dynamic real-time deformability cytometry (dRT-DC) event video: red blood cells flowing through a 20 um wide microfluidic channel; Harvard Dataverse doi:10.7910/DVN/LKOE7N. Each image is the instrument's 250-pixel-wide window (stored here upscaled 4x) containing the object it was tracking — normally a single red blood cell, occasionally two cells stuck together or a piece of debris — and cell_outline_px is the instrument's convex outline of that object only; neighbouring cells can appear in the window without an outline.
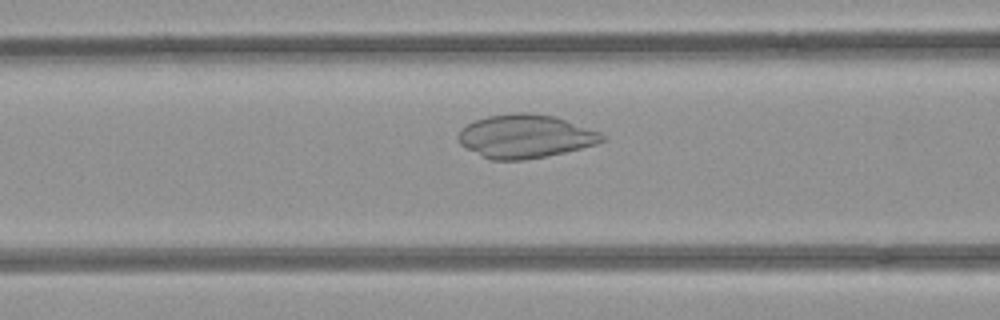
{"species": "common noctule bat (a hibernating species)", "species_latin": "Nyctalus noctula", "temperature_condition": "room temperature", "stored_images_in_passage": 51, "camera_frame_rate_fps": 3000, "um_per_image_px": 0.085, "animal": {"sex": "female", "body_mass_g": 21.9}, "frame": {"image": 1, "passage_image": 20, "time_ms": 6.333, "image_size_px": [1000, 320], "cell_outline_px": [[608, 140], [596, 144], [564, 152], [524, 160], [492, 160], [460, 144], [456, 136], [460, 128], [476, 120], [488, 116], [512, 112], [528, 112], [556, 116], [600, 132], [608, 136]], "centroid_in_image_um": [44.68, 11.57], "position_along_channel_um": 121.9, "area_um2": 36.47}}
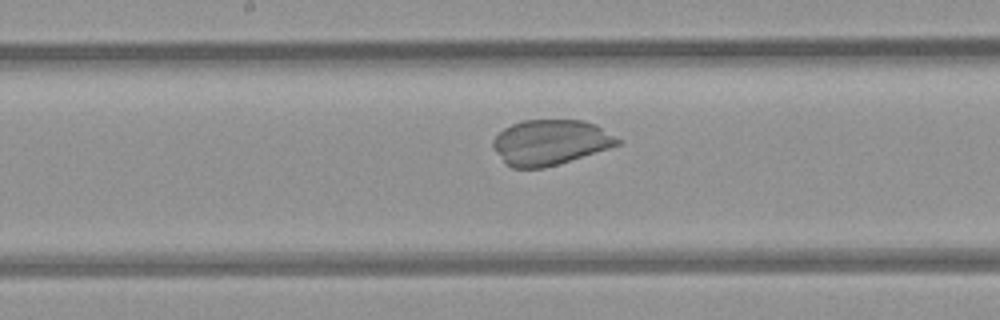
{"frame": {"image": 2, "passage_image": 26, "time_ms": 8.333, "image_size_px": [1000, 320], "cell_outline_px": [[620, 144], [608, 148], [544, 168], [512, 168], [504, 164], [492, 148], [492, 140], [504, 128], [512, 124], [524, 120], [584, 120], [596, 124], [620, 140]], "centroid_in_image_um": [46.71, 12.1], "position_along_channel_um": 201.5, "area_um2": 32.71}}
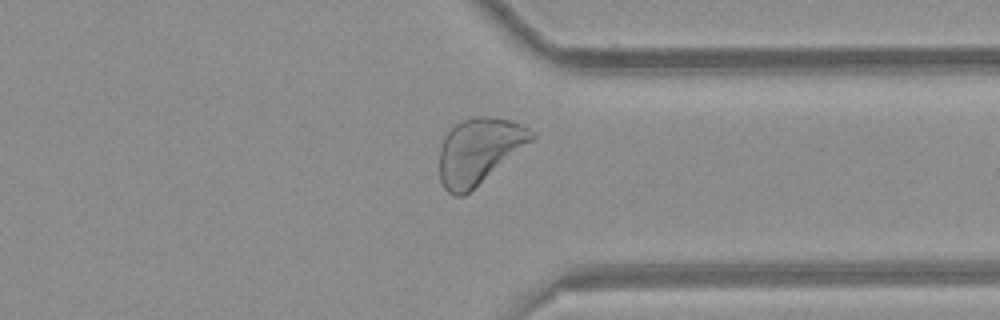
{"frame": {"image": 3, "passage_image": 39, "time_ms": 12.667, "image_size_px": [1000, 320], "cell_outline_px": [[536, 136], [532, 140], [464, 196], [452, 196], [444, 188], [440, 180], [440, 148], [444, 136], [460, 120], [472, 116], [484, 116], [508, 120], [520, 124], [536, 132]], "centroid_in_image_um": [40.68, 12.82], "position_along_channel_um": 370.7, "area_um2": 34.91}}